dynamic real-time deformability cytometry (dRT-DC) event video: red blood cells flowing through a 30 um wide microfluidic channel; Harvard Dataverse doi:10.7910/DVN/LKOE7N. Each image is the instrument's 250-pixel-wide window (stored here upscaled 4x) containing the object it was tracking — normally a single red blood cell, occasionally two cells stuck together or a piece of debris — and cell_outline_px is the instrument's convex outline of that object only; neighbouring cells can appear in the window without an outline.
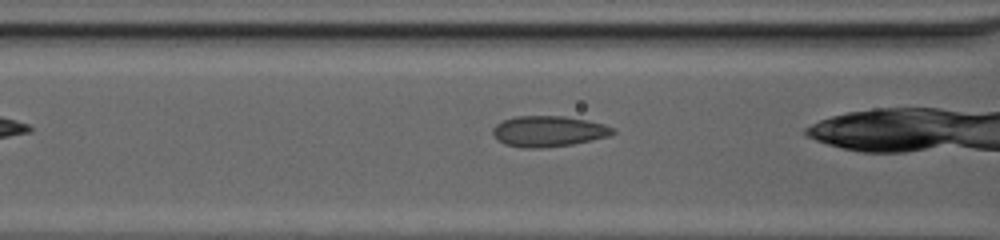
{"species": "common noctule bat (a hibernating species)", "species_latin": "Nyctalus noctula", "temperature_condition": "cold", "stored_images_in_passage": 24, "camera_frame_rate_fps": 3000, "um_per_image_px": 0.085, "animal": {"sex": "female", "body_mass_g": 20.0, "forearm_length_mm": 54.0}, "frame": {"image": 1, "passage_image": 4, "time_ms": 1.0, "image_size_px": [1000, 240], "cell_outline_px": [[616, 132], [608, 136], [592, 140], [572, 144], [540, 148], [524, 148], [504, 144], [496, 140], [492, 132], [492, 128], [496, 124], [504, 120], [516, 116], [564, 116], [588, 120], [604, 124], [612, 128]], "centroid_in_image_um": [46.59, 11.16], "position_along_channel_um": 120.0, "area_um2": 21.56}}